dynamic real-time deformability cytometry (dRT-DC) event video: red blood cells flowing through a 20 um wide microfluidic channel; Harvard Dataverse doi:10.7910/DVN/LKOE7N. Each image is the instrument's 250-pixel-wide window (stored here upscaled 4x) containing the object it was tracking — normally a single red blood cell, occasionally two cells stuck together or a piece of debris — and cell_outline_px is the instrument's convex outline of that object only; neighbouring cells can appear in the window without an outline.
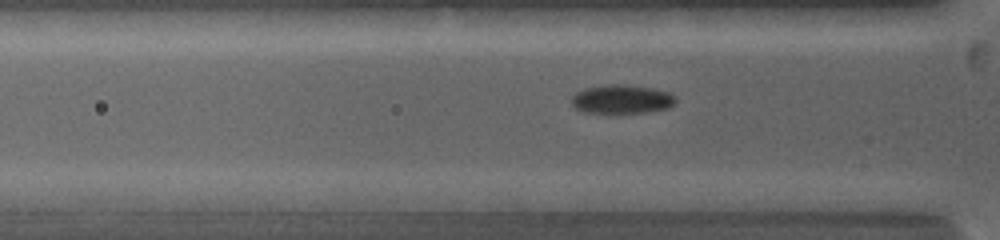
{"species": "common noctule bat (a hibernating species)", "species_latin": "Nyctalus noctula", "temperature_condition": "warm", "stored_images_in_passage": 70, "camera_frame_rate_fps": 5000, "um_per_image_px": 0.085, "animal": {"sex": "female", "body_mass_g": 19.0, "forearm_length_mm": 53.3}, "frame": {"image": 1, "passage_image": 20, "time_ms": 3.0, "image_size_px": [1000, 240], "cell_outline_px": [[676, 104], [668, 108], [644, 112], [584, 112], [576, 108], [572, 104], [572, 96], [576, 92], [584, 88], [612, 84], [624, 84], [656, 88], [668, 92], [676, 96]], "centroid_in_image_um": [52.89, 8.41], "position_along_channel_um": 72.9, "area_um2": 17.46}}
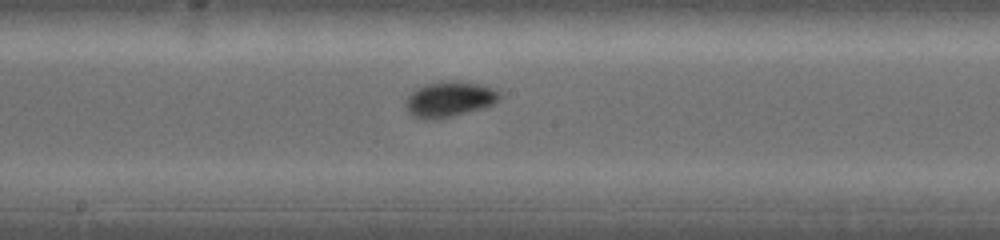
{"frame": {"image": 2, "passage_image": 35, "time_ms": 6.4, "image_size_px": [1000, 240], "cell_outline_px": [[500, 100], [484, 108], [452, 116], [432, 120], [420, 120], [412, 116], [408, 112], [404, 104], [404, 100], [416, 88], [424, 84], [452, 80], [480, 84], [492, 88], [500, 92]], "centroid_in_image_um": [38.16, 8.45], "position_along_channel_um": 210.0, "area_um2": 19.65}}
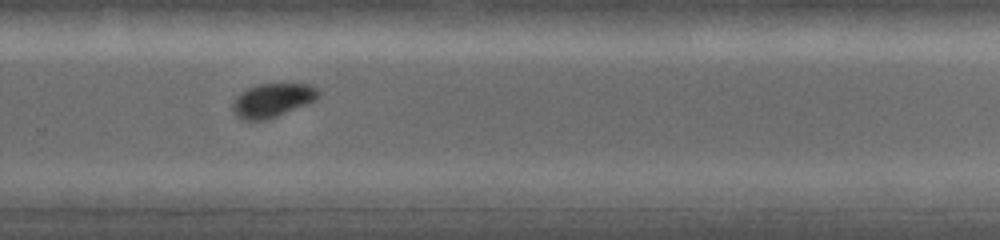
{"frame": {"image": 3, "passage_image": 45, "time_ms": 8.8, "image_size_px": [1000, 240], "cell_outline_px": [[320, 96], [316, 100], [268, 120], [244, 120], [236, 116], [232, 112], [232, 104], [236, 96], [240, 92], [256, 84], [312, 84], [320, 92]], "centroid_in_image_um": [23.14, 8.52], "position_along_channel_um": 306.7, "area_um2": 17.05}, "authors_computed_cell_mechanics": {"area_um2": 16.7042, "velocity_mm_per_s": 4.0339, "shape_relaxation_time_tau1_ms": 2.0311, "shape_relaxation_time_tau2_ms": 1.2892, "deformation_change_tau1": 0.1227, "deformation_change_tau2": 0.0381}}